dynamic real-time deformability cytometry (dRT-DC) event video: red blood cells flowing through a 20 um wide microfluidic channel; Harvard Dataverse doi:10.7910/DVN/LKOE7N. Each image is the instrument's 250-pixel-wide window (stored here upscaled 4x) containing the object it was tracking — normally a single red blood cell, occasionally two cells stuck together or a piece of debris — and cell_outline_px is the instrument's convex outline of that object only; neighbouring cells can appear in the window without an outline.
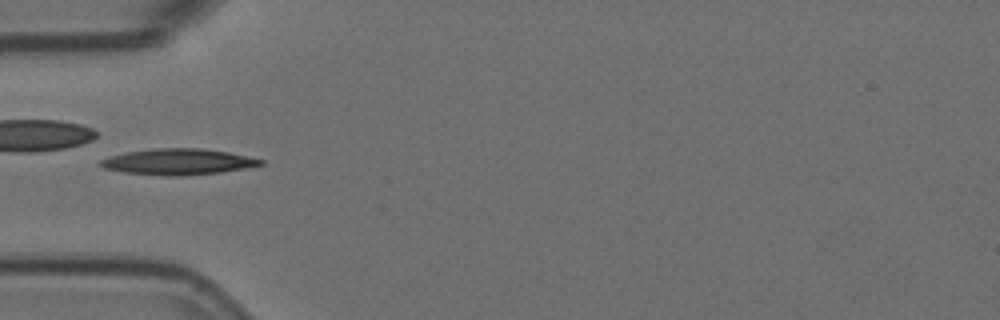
{"species": "Egyptian fruit bat (a non-hibernating species)", "species_latin": "Rousettus aegyptiacus", "temperature_condition": "room temperature", "stored_images_in_passage": 5, "camera_frame_rate_fps": 3000, "um_per_image_px": 0.085, "animal": {"sex": "female"}, "frame": {"image": 1, "passage_image": 5, "time_ms": 1.333, "image_size_px": [1000, 320], "cell_outline_px": [[264, 164], [244, 168], [220, 172], [176, 176], [168, 176], [124, 172], [104, 168], [100, 164], [100, 160], [112, 156], [128, 152], [156, 148], [200, 148], [228, 152], [264, 160]], "centroid_in_image_um": [15.15, 13.75], "position_along_channel_um": 69.8, "area_um2": 23.81}}